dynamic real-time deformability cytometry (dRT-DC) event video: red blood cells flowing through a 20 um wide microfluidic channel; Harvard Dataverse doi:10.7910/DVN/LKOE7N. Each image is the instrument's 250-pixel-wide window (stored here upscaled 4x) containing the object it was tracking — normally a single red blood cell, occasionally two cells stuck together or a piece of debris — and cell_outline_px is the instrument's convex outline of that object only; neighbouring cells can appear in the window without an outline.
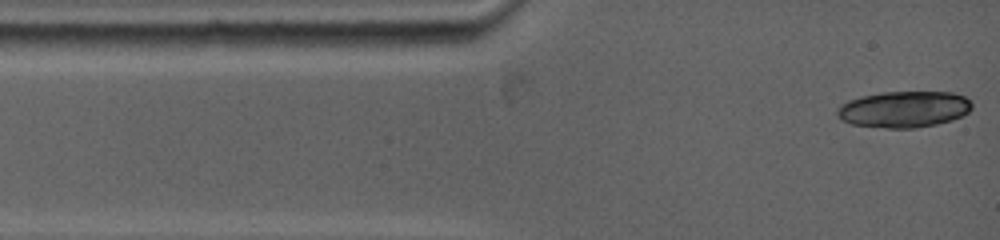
{"species": "common noctule bat (a hibernating species)", "species_latin": "Nyctalus noctula", "temperature_condition": "warm", "stored_images_in_passage": 5, "camera_frame_rate_fps": 5000, "um_per_image_px": 0.085, "animal": {"sex": "female", "body_mass_g": 19.0, "forearm_length_mm": 53.3}, "frame": {"image": 1, "passage_image": 1, "time_ms": 0.0, "image_size_px": [1000, 240], "cell_outline_px": [[972, 108], [964, 116], [952, 120], [936, 124], [912, 128], [888, 128], [852, 124], [844, 120], [836, 112], [836, 108], [840, 104], [848, 100], [860, 96], [880, 92], [952, 92], [964, 96], [972, 104]], "centroid_in_image_um": [76.84, 9.28], "position_along_channel_um": 8.2, "area_um2": 28.55}}